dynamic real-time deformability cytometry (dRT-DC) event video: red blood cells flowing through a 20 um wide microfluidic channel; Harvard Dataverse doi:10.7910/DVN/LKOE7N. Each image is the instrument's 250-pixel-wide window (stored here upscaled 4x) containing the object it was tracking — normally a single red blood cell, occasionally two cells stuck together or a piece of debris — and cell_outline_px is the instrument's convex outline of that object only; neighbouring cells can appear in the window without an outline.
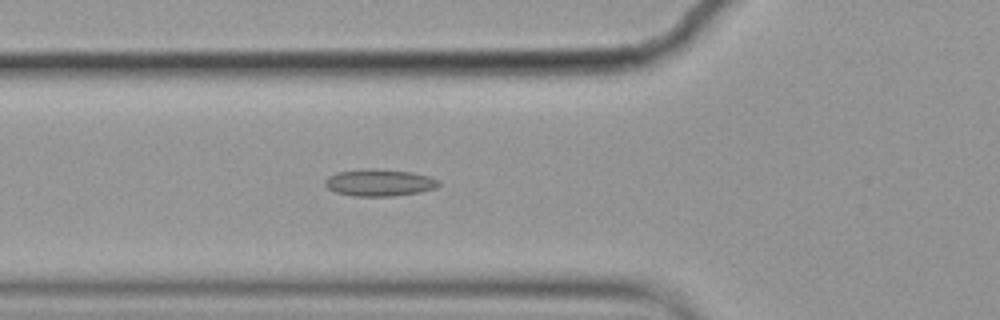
{"species": "common noctule bat (a hibernating species)", "species_latin": "Nyctalus noctula", "temperature_condition": "cold", "stored_images_in_passage": 6, "camera_frame_rate_fps": 3000, "um_per_image_px": 0.085, "animal": {"sex": "female", "body_mass_g": 19.9}, "frame": {"image": 1, "passage_image": 6, "time_ms": 1.667, "image_size_px": [1000, 320], "cell_outline_px": [[440, 184], [436, 188], [420, 192], [392, 196], [352, 196], [336, 192], [328, 188], [324, 184], [324, 180], [328, 176], [336, 172], [364, 168], [376, 168], [412, 172], [432, 176], [440, 180]], "centroid_in_image_um": [32.26, 15.51], "position_along_channel_um": 93.5, "area_um2": 18.21}}